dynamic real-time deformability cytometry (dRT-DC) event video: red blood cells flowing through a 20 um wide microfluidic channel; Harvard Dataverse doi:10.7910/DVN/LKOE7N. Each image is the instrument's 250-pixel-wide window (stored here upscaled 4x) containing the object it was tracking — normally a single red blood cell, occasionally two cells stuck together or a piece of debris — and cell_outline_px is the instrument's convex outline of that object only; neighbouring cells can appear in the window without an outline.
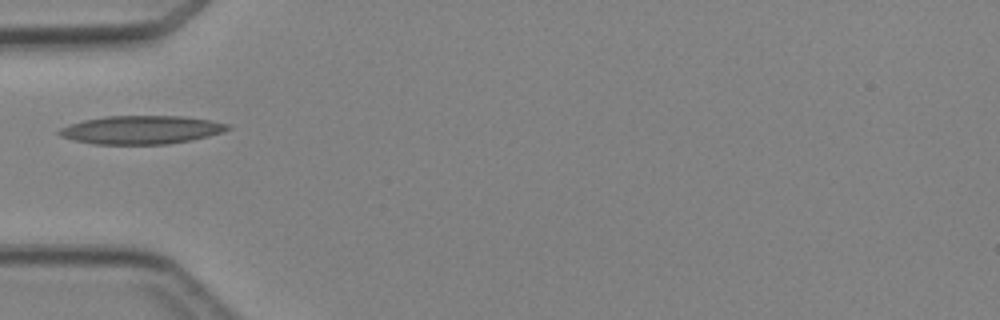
{"species": "Egyptian fruit bat (a non-hibernating species)", "species_latin": "Rousettus aegyptiacus", "temperature_condition": "cold", "stored_images_in_passage": 5, "camera_frame_rate_fps": 3000, "um_per_image_px": 0.085, "animal": {"sex": "female"}, "frame": {"image": 1, "passage_image": 4, "time_ms": 4.333, "image_size_px": [1000, 320], "cell_outline_px": [[232, 128], [224, 132], [192, 140], [168, 144], [92, 144], [72, 140], [60, 136], [56, 132], [60, 128], [84, 120], [108, 116], [184, 116], [212, 120], [232, 124]], "centroid_in_image_um": [12.07, 11.04], "position_along_channel_um": 72.9, "area_um2": 28.09}}
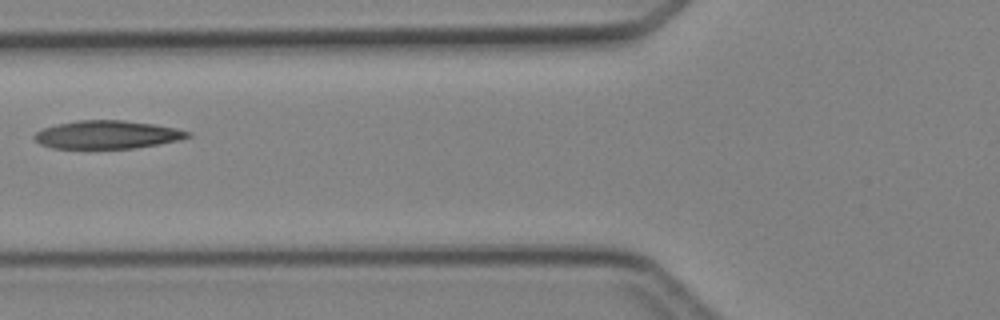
{"frame": {"image": 2, "passage_image": 5, "time_ms": 5.333, "image_size_px": [1000, 320], "cell_outline_px": [[192, 136], [180, 140], [160, 144], [136, 148], [52, 148], [40, 144], [32, 136], [36, 132], [44, 128], [56, 124], [80, 120], [124, 120], [152, 124], [176, 128], [192, 132]], "centroid_in_image_um": [9.14, 11.45], "position_along_channel_um": 116.7, "area_um2": 25.2}}